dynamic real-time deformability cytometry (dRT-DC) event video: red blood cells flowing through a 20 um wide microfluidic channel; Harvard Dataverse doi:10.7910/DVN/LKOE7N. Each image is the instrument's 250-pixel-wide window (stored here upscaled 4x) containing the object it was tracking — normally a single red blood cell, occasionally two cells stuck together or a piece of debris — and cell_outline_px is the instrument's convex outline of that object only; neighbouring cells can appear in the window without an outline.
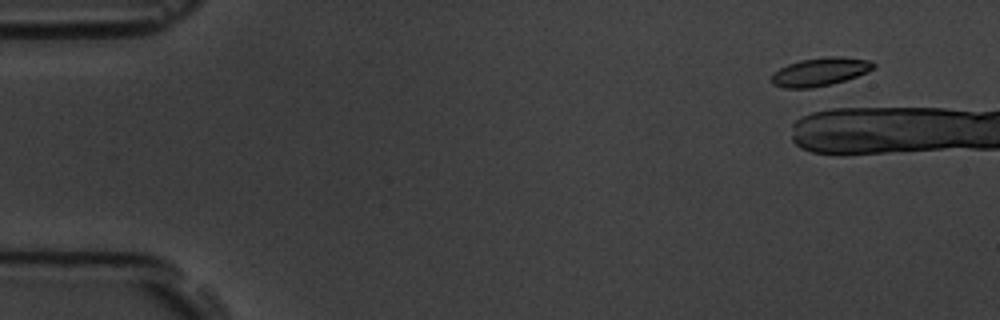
{"species": "common noctule bat (a hibernating species)", "species_latin": "Nyctalus noctula", "temperature_condition": "room temperature", "stored_images_in_passage": 5, "camera_frame_rate_fps": 3000, "um_per_image_px": 0.085, "animal": {"sex": "male", "body_mass_g": 19.5, "forearm_length_mm": 54.6}, "frame": {"image": 1, "passage_image": 2, "time_ms": 1.0, "image_size_px": [1000, 320], "cell_outline_px": [[876, 68], [856, 76], [832, 84], [812, 88], [784, 88], [772, 84], [772, 76], [780, 68], [788, 64], [800, 60], [828, 56], [840, 56], [872, 60], [876, 64]], "centroid_in_image_um": [69.75, 6.09], "position_along_channel_um": 15.3, "area_um2": 16.82}}